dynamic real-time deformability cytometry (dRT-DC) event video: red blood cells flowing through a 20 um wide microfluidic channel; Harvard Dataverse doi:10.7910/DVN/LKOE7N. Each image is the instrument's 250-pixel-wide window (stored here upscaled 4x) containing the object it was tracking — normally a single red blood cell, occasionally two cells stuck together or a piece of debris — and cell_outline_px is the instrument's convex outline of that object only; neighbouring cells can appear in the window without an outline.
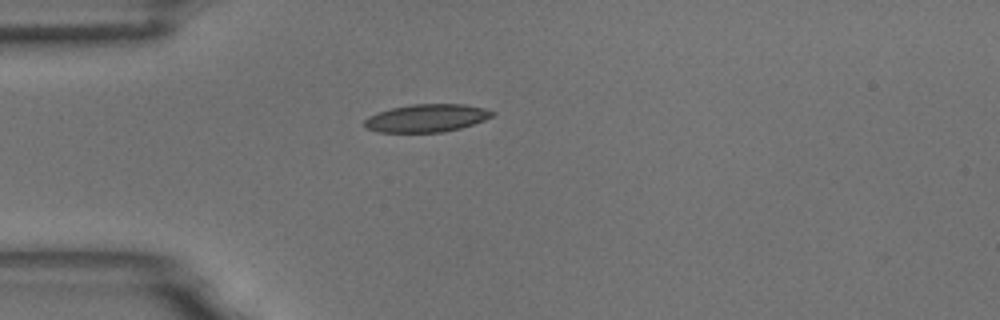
{"species": "common noctule bat (a hibernating species)", "species_latin": "Nyctalus noctula", "temperature_condition": "room temperature", "stored_images_in_passage": 1, "camera_frame_rate_fps": 3000, "um_per_image_px": 0.085, "animal": {"sex": "male", "body_mass_g": 18.8}, "frame": {"image": 1, "passage_image": 1, "time_ms": 0.0, "image_size_px": [1000, 320], "cell_outline_px": [[496, 112], [492, 116], [484, 120], [460, 128], [444, 132], [380, 132], [368, 128], [364, 124], [364, 120], [368, 116], [376, 112], [392, 108], [412, 104], [464, 104], [484, 108]], "centroid_in_image_um": [36.26, 10.03], "position_along_channel_um": 48.7, "area_um2": 20.63}}